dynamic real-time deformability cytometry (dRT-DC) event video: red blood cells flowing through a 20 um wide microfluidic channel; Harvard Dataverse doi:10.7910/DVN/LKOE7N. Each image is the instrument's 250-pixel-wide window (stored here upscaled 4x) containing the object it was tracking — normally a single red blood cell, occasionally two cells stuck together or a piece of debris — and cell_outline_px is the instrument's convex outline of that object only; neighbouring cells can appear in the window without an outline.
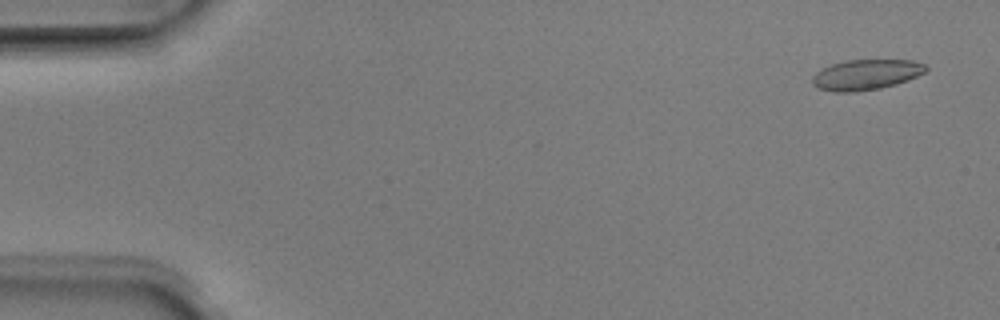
{"species": "Egyptian fruit bat (a non-hibernating species)", "species_latin": "Rousettus aegyptiacus", "temperature_condition": "room temperature", "stored_images_in_passage": 52, "camera_frame_rate_fps": 3000, "um_per_image_px": 0.085, "animal": {"sex": "male"}, "frame": {"image": 1, "passage_image": 3, "time_ms": 0.667, "image_size_px": [1000, 320], "cell_outline_px": [[928, 68], [924, 72], [908, 80], [896, 84], [880, 88], [852, 92], [832, 92], [816, 88], [812, 84], [812, 76], [816, 72], [832, 64], [848, 60], [912, 60], [924, 64]], "centroid_in_image_um": [73.58, 6.35], "position_along_channel_um": 11.4, "area_um2": 20.06}}
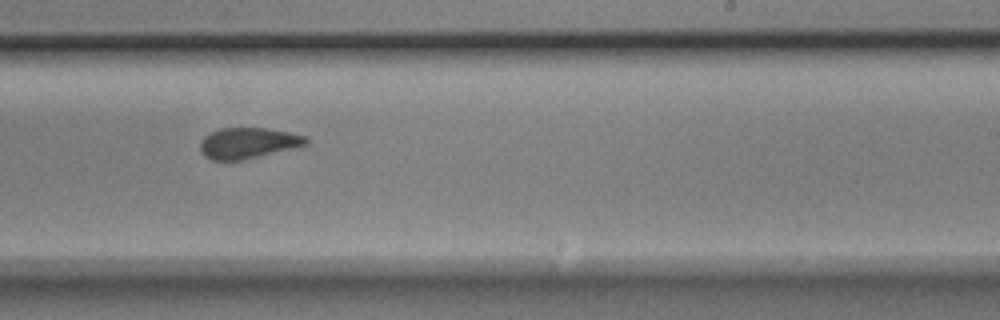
{"frame": {"image": 2, "passage_image": 32, "time_ms": 10.333, "image_size_px": [1000, 320], "cell_outline_px": [[308, 144], [292, 148], [240, 160], [212, 160], [204, 156], [200, 152], [200, 140], [208, 132], [220, 128], [268, 128], [308, 136]], "centroid_in_image_um": [21.04, 12.14], "position_along_channel_um": 268.0, "area_um2": 19.02}}
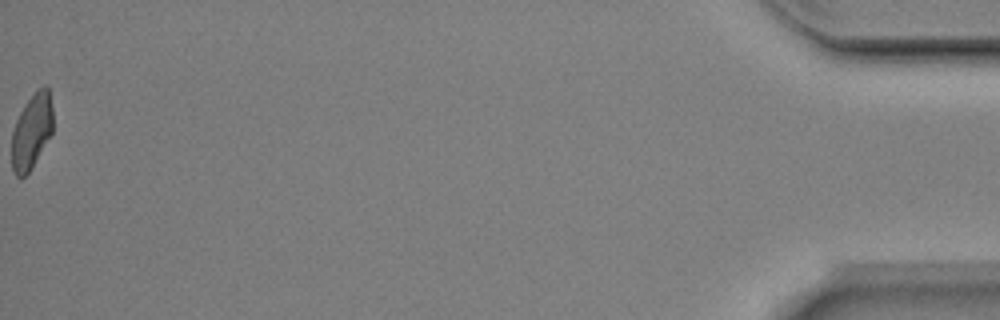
{"frame": {"image": 3, "passage_image": 52, "time_ms": 17.0, "image_size_px": [1000, 320], "cell_outline_px": [[52, 132], [28, 172], [24, 176], [16, 176], [12, 168], [12, 132], [16, 120], [24, 104], [36, 88], [44, 84], [48, 88], [52, 108]], "centroid_in_image_um": [2.68, 11.09], "position_along_channel_um": 432.5, "area_um2": 17.8}, "authors_computed_cell_mechanics": {"area_um2": 19.941, "velocity_mm_per_s": 3.9693, "shape_relaxation_time_tau1_ms": 3.8498, "shape_relaxation_time_tau2_ms": 0.912, "deformation_change_tau1": 0.1076, "deformation_change_tau2": 0.052}}